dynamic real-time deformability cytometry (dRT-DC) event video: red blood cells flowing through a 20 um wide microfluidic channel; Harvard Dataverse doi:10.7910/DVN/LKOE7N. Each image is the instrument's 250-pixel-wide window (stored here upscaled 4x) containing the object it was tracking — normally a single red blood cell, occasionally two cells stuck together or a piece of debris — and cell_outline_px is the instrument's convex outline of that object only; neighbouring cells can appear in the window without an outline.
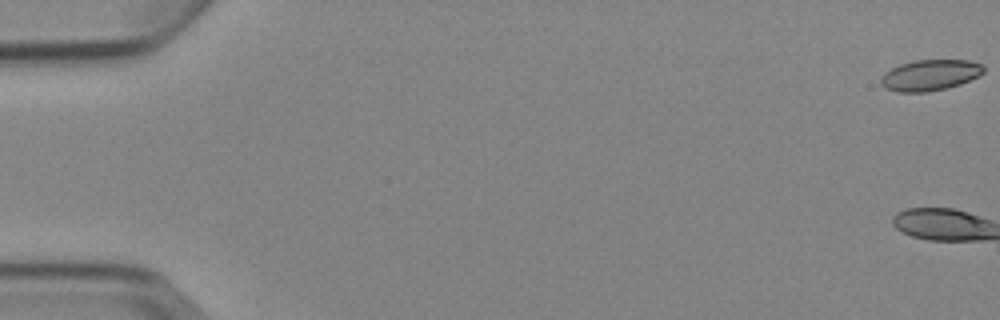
{"species": "Egyptian fruit bat (a non-hibernating species)", "species_latin": "Rousettus aegyptiacus", "temperature_condition": "cold", "stored_images_in_passage": 7, "camera_frame_rate_fps": 3000, "um_per_image_px": 0.085, "animal": {"sex": "female"}, "frame": {"image": 1, "passage_image": 1, "time_ms": 0.0, "image_size_px": [1000, 320], "cell_outline_px": [[984, 72], [980, 76], [960, 84], [948, 88], [928, 92], [896, 92], [884, 88], [880, 84], [880, 76], [884, 72], [900, 64], [912, 60], [968, 60], [980, 64], [984, 68]], "centroid_in_image_um": [79.02, 6.39], "position_along_channel_um": 6.0, "area_um2": 18.79}}